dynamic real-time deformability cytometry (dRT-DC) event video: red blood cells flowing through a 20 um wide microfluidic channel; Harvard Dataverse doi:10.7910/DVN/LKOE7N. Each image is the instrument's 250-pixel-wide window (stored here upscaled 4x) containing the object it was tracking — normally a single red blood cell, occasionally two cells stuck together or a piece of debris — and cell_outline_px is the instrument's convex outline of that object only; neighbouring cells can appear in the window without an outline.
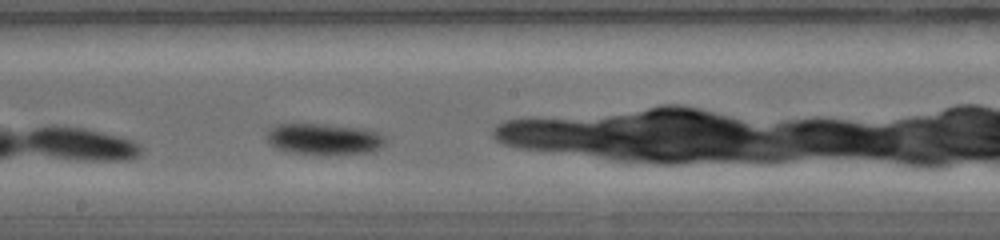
{"species": "common noctule bat (a hibernating species)", "species_latin": "Nyctalus noctula", "temperature_condition": "warm", "stored_images_in_passage": 15, "camera_frame_rate_fps": 5000, "um_per_image_px": 0.085, "animal": {"sex": "female", "body_mass_g": 19.0, "forearm_length_mm": 56.7}, "frame": {"image": 1, "passage_image": 7, "time_ms": 2.6, "image_size_px": [1000, 240], "cell_outline_px": [[384, 144], [380, 148], [372, 152], [328, 156], [292, 152], [280, 148], [272, 144], [268, 140], [268, 132], [276, 124], [324, 124], [360, 128], [372, 132], [380, 136], [384, 140]], "centroid_in_image_um": [27.55, 11.84], "position_along_channel_um": 220.7, "area_um2": 21.27}}
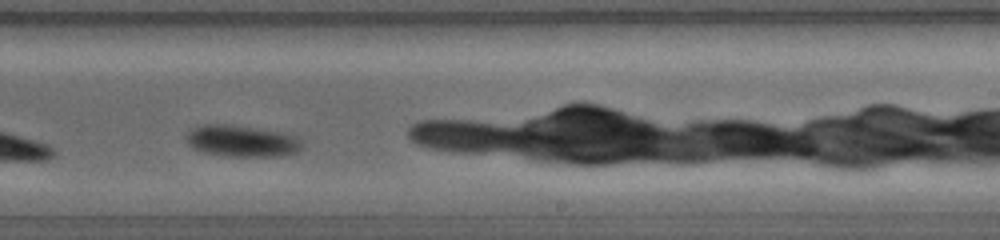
{"frame": {"image": 2, "passage_image": 9, "time_ms": 3.4, "image_size_px": [1000, 240], "cell_outline_px": [[300, 148], [296, 152], [284, 156], [224, 156], [204, 152], [188, 144], [188, 132], [192, 128], [200, 124], [228, 124], [256, 128], [280, 132], [296, 136], [300, 140]], "centroid_in_image_um": [20.55, 11.98], "position_along_channel_um": 268.5, "area_um2": 21.04}}